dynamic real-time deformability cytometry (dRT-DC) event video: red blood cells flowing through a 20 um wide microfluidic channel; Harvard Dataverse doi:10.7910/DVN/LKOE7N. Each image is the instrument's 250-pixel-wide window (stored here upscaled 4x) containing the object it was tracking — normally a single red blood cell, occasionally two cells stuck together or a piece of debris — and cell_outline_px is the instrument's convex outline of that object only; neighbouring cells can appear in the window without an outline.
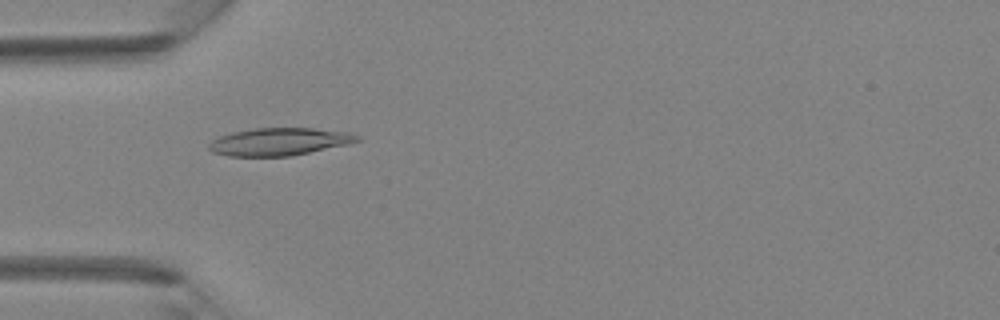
{"species": "Egyptian fruit bat (a non-hibernating species)", "species_latin": "Rousettus aegyptiacus", "temperature_condition": "room temperature", "stored_images_in_passage": 43, "camera_frame_rate_fps": 3000, "um_per_image_px": 0.085, "animal": {"sex": "female"}, "frame": {"image": 1, "passage_image": 13, "time_ms": 4.0, "image_size_px": [1000, 320], "cell_outline_px": [[360, 140], [348, 144], [292, 156], [228, 156], [212, 152], [208, 148], [208, 144], [212, 140], [220, 136], [232, 132], [256, 128], [312, 128], [352, 132], [360, 136]], "centroid_in_image_um": [23.75, 12.04], "position_along_channel_um": 61.2, "area_um2": 23.93}}
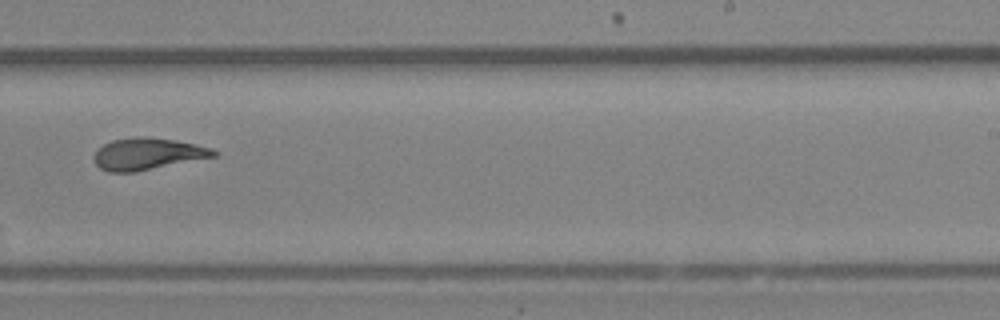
{"frame": {"image": 2, "passage_image": 27, "time_ms": 8.667, "image_size_px": [1000, 320], "cell_outline_px": [[216, 156], [136, 172], [108, 172], [100, 168], [92, 160], [96, 152], [104, 144], [112, 140], [136, 136], [144, 136], [176, 140], [196, 144], [212, 148], [216, 152]], "centroid_in_image_um": [12.53, 13.08], "position_along_channel_um": 276.5, "area_um2": 22.2}}
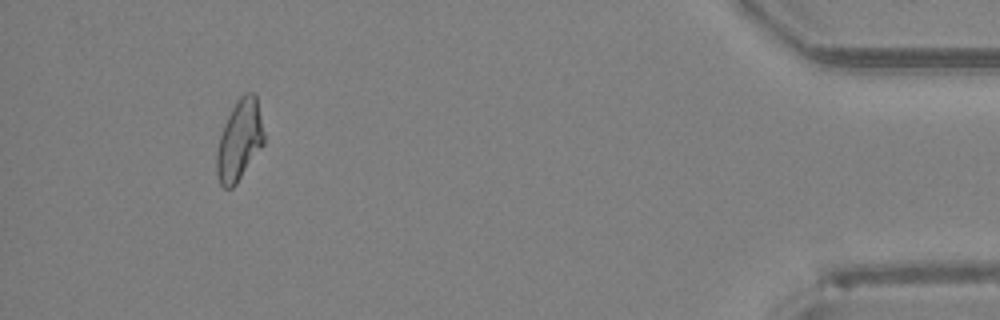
{"frame": {"image": 3, "passage_image": 40, "time_ms": 13.0, "image_size_px": [1000, 320], "cell_outline_px": [[264, 144], [236, 184], [232, 188], [224, 188], [220, 184], [216, 172], [216, 152], [220, 136], [224, 124], [236, 100], [244, 92], [252, 92], [256, 96], [264, 132]], "centroid_in_image_um": [20.34, 11.92], "position_along_channel_um": 414.9, "area_um2": 22.14}}